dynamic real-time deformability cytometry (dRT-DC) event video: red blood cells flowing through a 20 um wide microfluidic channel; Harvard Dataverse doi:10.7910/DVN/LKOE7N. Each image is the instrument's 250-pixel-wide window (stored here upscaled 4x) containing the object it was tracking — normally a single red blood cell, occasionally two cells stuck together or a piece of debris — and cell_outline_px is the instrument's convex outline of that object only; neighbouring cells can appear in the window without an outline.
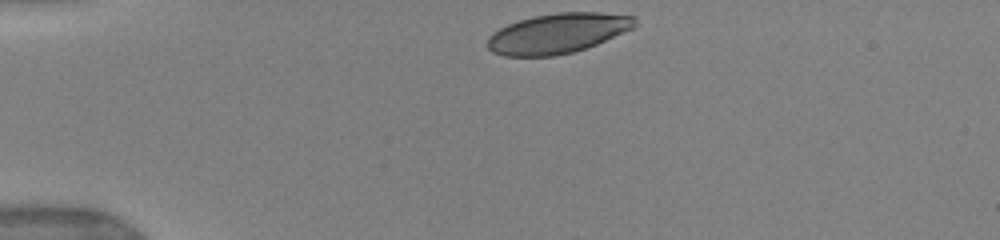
{"species": "human", "species_latin": "Homo sapiens", "temperature_condition": "warm", "stored_images_in_passage": 16, "camera_frame_rate_fps": 3000, "um_per_image_px": 0.085, "donor": {"sex": "female"}, "frame": {"image": 1, "passage_image": 1, "time_ms": 0.0, "image_size_px": [1000, 240], "cell_outline_px": [[636, 24], [632, 28], [596, 44], [572, 52], [552, 56], [504, 56], [492, 52], [488, 48], [488, 40], [492, 32], [508, 24], [520, 20], [536, 16], [556, 12], [600, 12], [636, 16]], "centroid_in_image_um": [47.39, 2.82], "position_along_channel_um": 37.6, "area_um2": 34.04}}
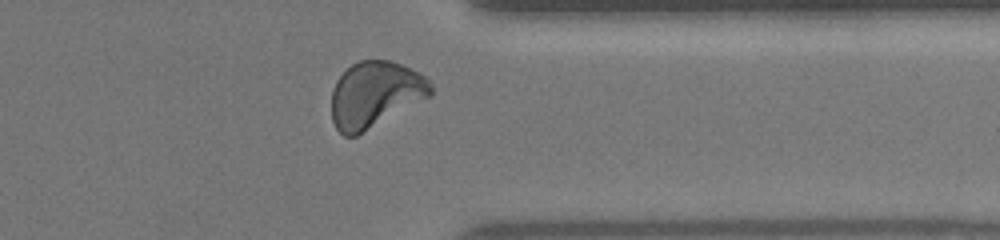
{"frame": {"image": 2, "passage_image": 14, "time_ms": 10.0, "image_size_px": [1000, 240], "cell_outline_px": [[432, 96], [356, 136], [344, 136], [336, 128], [332, 120], [332, 88], [336, 80], [352, 64], [360, 60], [392, 60], [420, 72], [428, 80], [432, 88]], "centroid_in_image_um": [31.89, 8.02], "position_along_channel_um": 379.5, "area_um2": 38.32}, "authors_computed_cell_mechanics": {"area_um2": 36.5874, "velocity_mm_per_s": 3.9384, "shape_relaxation_time_tau1_ms": 5.0734, "shape_relaxation_time_tau2_ms": 1.1359, "deformation_change_tau1": 0.1743, "deformation_change_tau2": 0.0666}}